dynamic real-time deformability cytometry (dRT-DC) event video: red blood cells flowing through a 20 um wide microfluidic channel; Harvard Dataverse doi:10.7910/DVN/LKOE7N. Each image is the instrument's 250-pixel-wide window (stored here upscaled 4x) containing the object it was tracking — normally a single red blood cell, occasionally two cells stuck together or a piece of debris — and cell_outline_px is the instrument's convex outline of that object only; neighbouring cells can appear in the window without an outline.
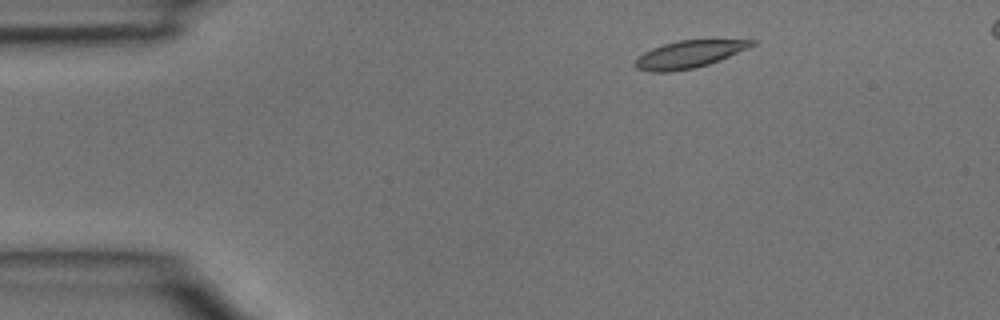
{"species": "common noctule bat (a hibernating species)", "species_latin": "Nyctalus noctula", "temperature_condition": "room temperature", "stored_images_in_passage": 3, "camera_frame_rate_fps": 3000, "um_per_image_px": 0.085, "animal": {"sex": "male", "body_mass_g": 15.6}, "frame": {"image": 1, "passage_image": 1, "time_ms": 0.0, "image_size_px": [1000, 320], "cell_outline_px": [[756, 44], [748, 48], [720, 60], [696, 68], [672, 72], [648, 72], [636, 68], [632, 64], [644, 52], [652, 48], [664, 44], [680, 40], [756, 40]], "centroid_in_image_um": [58.54, 4.63], "position_along_channel_um": 26.5, "area_um2": 18.55}}